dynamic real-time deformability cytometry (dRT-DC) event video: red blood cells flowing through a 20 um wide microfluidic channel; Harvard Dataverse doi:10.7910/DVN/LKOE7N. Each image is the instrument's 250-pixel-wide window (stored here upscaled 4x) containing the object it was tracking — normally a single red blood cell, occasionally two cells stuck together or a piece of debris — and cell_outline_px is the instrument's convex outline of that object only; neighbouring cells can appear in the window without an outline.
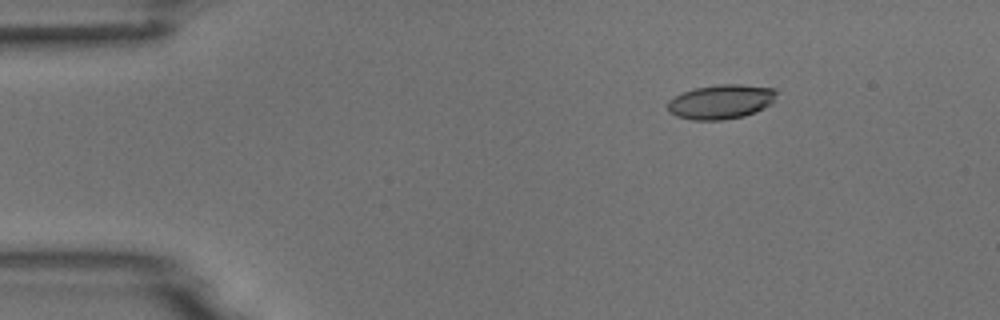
{"species": "common noctule bat (a hibernating species)", "species_latin": "Nyctalus noctula", "temperature_condition": "room temperature", "stored_images_in_passage": 6, "camera_frame_rate_fps": 3000, "um_per_image_px": 0.085, "animal": {"sex": "male", "body_mass_g": 18.8}, "frame": {"image": 1, "passage_image": 3, "time_ms": 2.333, "image_size_px": [1000, 320], "cell_outline_px": [[776, 92], [772, 104], [756, 112], [744, 116], [720, 120], [692, 120], [676, 116], [668, 112], [668, 100], [684, 92], [696, 88], [720, 84], [740, 84], [776, 88]], "centroid_in_image_um": [61.3, 8.65], "position_along_channel_um": 23.7, "area_um2": 21.85}}
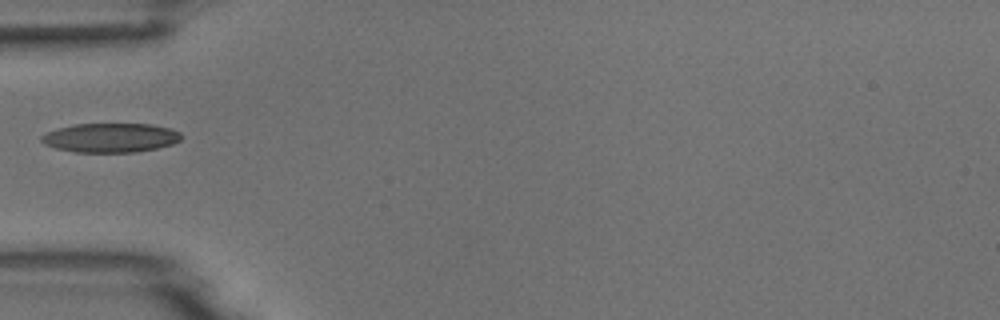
{"frame": {"image": 2, "passage_image": 5, "time_ms": 5.667, "image_size_px": [1000, 320], "cell_outline_px": [[184, 136], [180, 140], [172, 144], [156, 148], [136, 152], [76, 152], [56, 148], [44, 144], [40, 140], [40, 136], [48, 132], [60, 128], [76, 124], [152, 124], [168, 128], [180, 132]], "centroid_in_image_um": [9.41, 11.71], "position_along_channel_um": 75.6, "area_um2": 23.7}}